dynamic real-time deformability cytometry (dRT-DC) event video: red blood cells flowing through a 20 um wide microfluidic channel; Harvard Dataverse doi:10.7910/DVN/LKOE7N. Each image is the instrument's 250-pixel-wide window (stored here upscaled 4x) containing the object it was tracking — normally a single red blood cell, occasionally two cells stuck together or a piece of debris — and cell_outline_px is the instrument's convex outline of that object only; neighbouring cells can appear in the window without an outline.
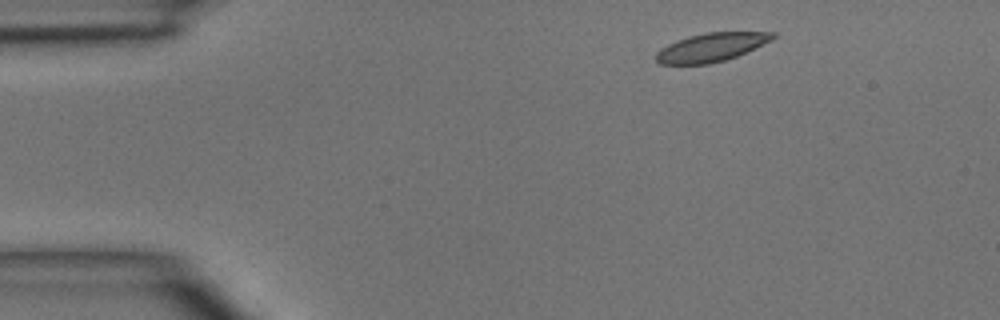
{"species": "common noctule bat (a hibernating species)", "species_latin": "Nyctalus noctula", "temperature_condition": "room temperature", "stored_images_in_passage": 3, "camera_frame_rate_fps": 3000, "um_per_image_px": 0.085, "animal": {"sex": "male", "body_mass_g": 15.6}, "frame": {"image": 1, "passage_image": 1, "time_ms": 0.0, "image_size_px": [1000, 320], "cell_outline_px": [[776, 36], [772, 40], [736, 56], [724, 60], [708, 64], [660, 64], [656, 60], [656, 52], [660, 48], [676, 40], [688, 36], [704, 32], [776, 32]], "centroid_in_image_um": [60.43, 4.01], "position_along_channel_um": 24.6, "area_um2": 19.36}}